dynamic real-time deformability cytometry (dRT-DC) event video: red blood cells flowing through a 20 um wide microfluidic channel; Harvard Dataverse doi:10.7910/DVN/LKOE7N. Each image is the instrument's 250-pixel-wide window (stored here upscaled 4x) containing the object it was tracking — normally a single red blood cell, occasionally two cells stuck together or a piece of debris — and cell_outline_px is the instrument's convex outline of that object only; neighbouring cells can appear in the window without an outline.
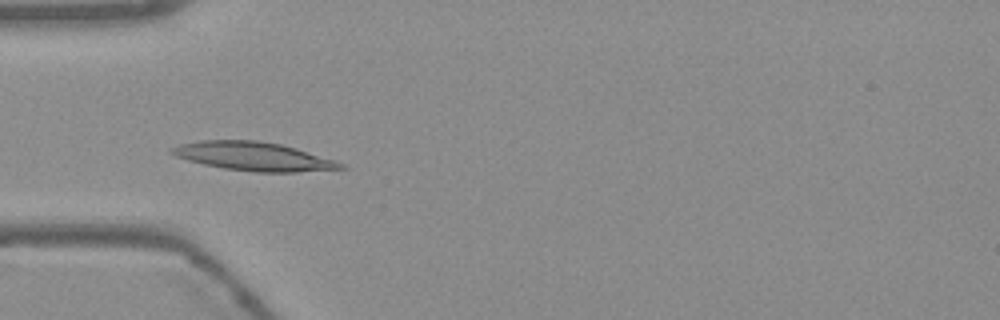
{"species": "Egyptian fruit bat (a non-hibernating species)", "species_latin": "Rousettus aegyptiacus", "temperature_condition": "warm", "stored_images_in_passage": 45, "camera_frame_rate_fps": 3000, "um_per_image_px": 0.085, "frame": {"image": 1, "passage_image": 8, "time_ms": 2.333, "image_size_px": [1000, 320], "cell_outline_px": [[348, 168], [296, 172], [256, 172], [224, 168], [204, 164], [188, 160], [176, 156], [168, 152], [168, 148], [180, 144], [200, 140], [256, 140], [280, 144], [296, 148], [336, 160], [344, 164]], "centroid_in_image_um": [21.54, 13.29], "position_along_channel_um": 63.5, "area_um2": 28.21}}
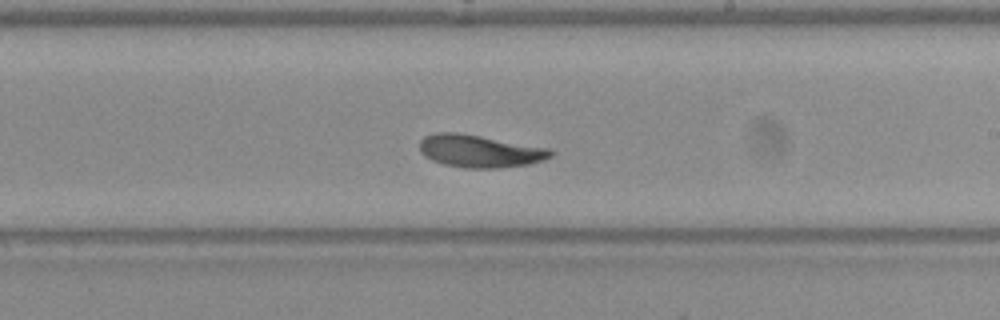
{"frame": {"image": 2, "passage_image": 23, "time_ms": 7.333, "image_size_px": [1000, 320], "cell_outline_px": [[556, 152], [552, 156], [544, 160], [528, 164], [496, 168], [464, 168], [444, 164], [432, 160], [424, 156], [420, 152], [420, 140], [424, 136], [436, 132], [456, 132], [480, 136], [548, 148]], "centroid_in_image_um": [40.76, 12.84], "position_along_channel_um": 248.2, "area_um2": 24.8}}
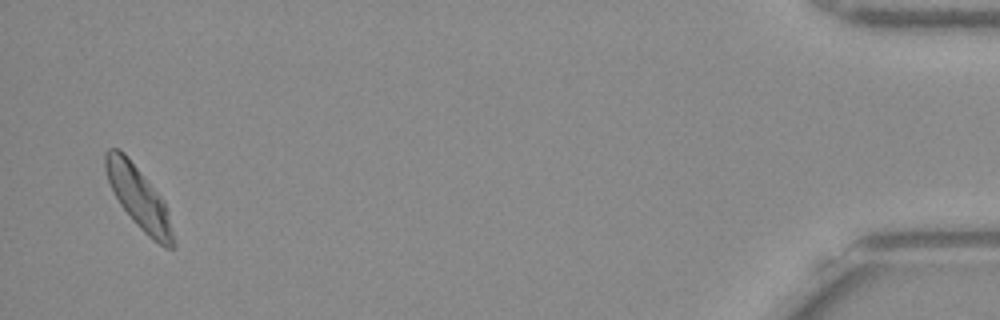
{"frame": {"image": 3, "passage_image": 44, "time_ms": 14.333, "image_size_px": [1000, 320], "cell_outline_px": [[176, 248], [164, 248], [148, 236], [136, 224], [120, 204], [108, 180], [104, 168], [104, 152], [108, 148], [120, 148], [124, 152], [164, 200], [168, 212], [176, 244]], "centroid_in_image_um": [11.8, 16.8], "position_along_channel_um": 423.4, "area_um2": 24.33}, "authors_computed_cell_mechanics": {"area_um2": 24.276, "velocity_mm_per_s": 3.7278, "shape_relaxation_time_tau1_ms": 6.5595, "shape_relaxation_time_tau2_ms": 3.9299, "deformation_change_tau1": 0.1833, "deformation_change_tau2": 0.0969}}